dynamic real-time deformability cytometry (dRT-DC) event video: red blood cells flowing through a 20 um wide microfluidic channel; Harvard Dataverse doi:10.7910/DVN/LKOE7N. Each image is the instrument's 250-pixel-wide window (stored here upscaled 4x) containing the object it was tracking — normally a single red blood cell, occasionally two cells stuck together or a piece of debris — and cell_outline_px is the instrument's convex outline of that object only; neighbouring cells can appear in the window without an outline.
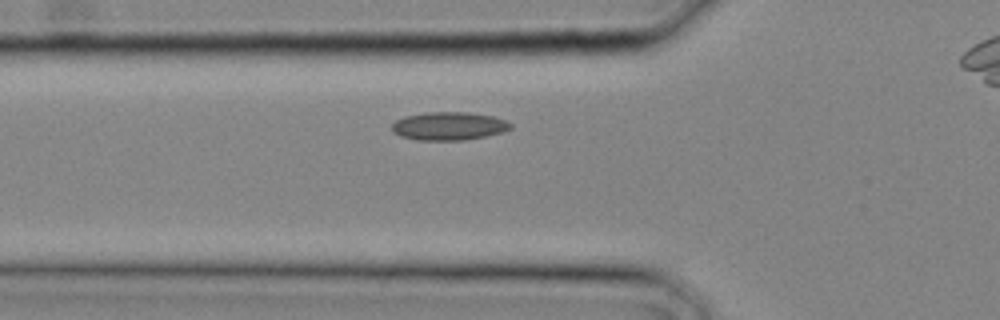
{"species": "common noctule bat (a hibernating species)", "species_latin": "Nyctalus noctula", "temperature_condition": "cold", "stored_images_in_passage": 12, "camera_frame_rate_fps": 3000, "um_per_image_px": 0.085, "animal": {"sex": "male", "body_mass_g": 20.4}, "frame": {"image": 1, "passage_image": 6, "time_ms": 1.667, "image_size_px": [1000, 320], "cell_outline_px": [[512, 128], [488, 136], [464, 140], [416, 140], [400, 136], [392, 132], [392, 124], [396, 120], [404, 116], [428, 112], [468, 112], [492, 116], [504, 120], [512, 124]], "centroid_in_image_um": [38.13, 10.72], "position_along_channel_um": 87.7, "area_um2": 19.54}}
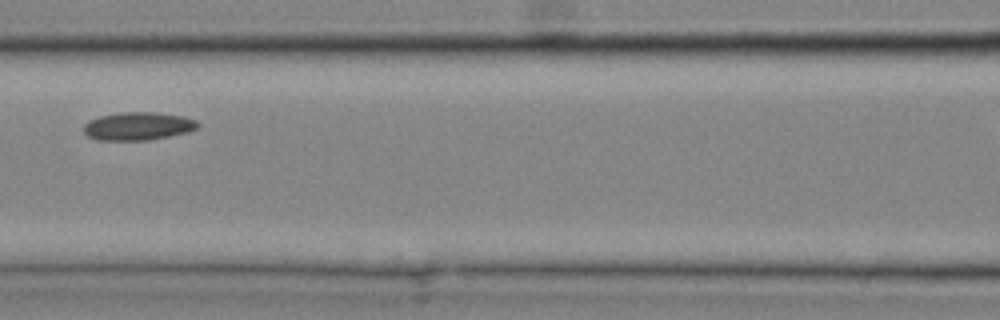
{"frame": {"image": 2, "passage_image": 9, "time_ms": 2.667, "image_size_px": [1000, 320], "cell_outline_px": [[200, 128], [188, 132], [148, 140], [96, 140], [88, 136], [84, 132], [84, 124], [88, 120], [100, 116], [124, 112], [152, 112], [184, 116], [196, 120], [200, 124]], "centroid_in_image_um": [11.75, 10.72], "position_along_channel_um": 154.8, "area_um2": 18.73}}